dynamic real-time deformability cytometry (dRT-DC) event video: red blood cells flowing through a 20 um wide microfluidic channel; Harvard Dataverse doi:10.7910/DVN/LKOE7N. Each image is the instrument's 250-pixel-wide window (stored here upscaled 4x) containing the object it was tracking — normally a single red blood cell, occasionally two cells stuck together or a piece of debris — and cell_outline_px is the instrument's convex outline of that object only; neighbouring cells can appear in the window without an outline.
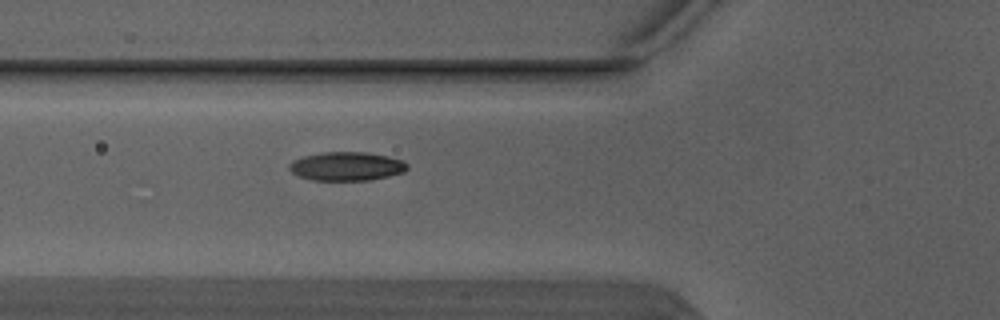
{"species": "Egyptian fruit bat (a non-hibernating species)", "species_latin": "Rousettus aegyptiacus", "temperature_condition": "warm", "stored_images_in_passage": 4, "camera_frame_rate_fps": 3000, "um_per_image_px": 0.085, "animal": {"sex": "male"}, "frame": {"image": 1, "passage_image": 4, "time_ms": 1.0, "image_size_px": [1000, 320], "cell_outline_px": [[408, 168], [404, 172], [388, 176], [368, 180], [312, 180], [296, 176], [288, 168], [288, 164], [292, 160], [304, 156], [320, 152], [368, 152], [388, 156], [404, 160], [408, 164]], "centroid_in_image_um": [29.45, 14.13], "position_along_channel_um": 96.4, "area_um2": 20.0}}